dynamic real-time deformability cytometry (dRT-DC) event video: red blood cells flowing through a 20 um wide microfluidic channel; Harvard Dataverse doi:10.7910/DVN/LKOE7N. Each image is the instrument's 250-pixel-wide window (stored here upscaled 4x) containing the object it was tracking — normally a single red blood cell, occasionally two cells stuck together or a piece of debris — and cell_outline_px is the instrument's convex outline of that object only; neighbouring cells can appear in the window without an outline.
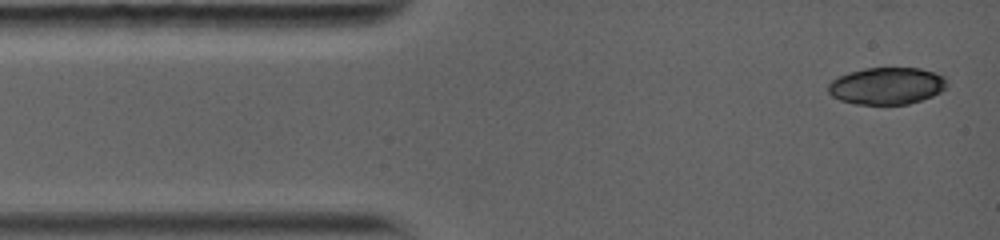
{"species": "common noctule bat (a hibernating species)", "species_latin": "Nyctalus noctula", "temperature_condition": "warm", "stored_images_in_passage": 3, "camera_frame_rate_fps": 5000, "um_per_image_px": 0.085, "animal": {"sex": "female", "body_mass_g": 19.0, "forearm_length_mm": 56.7}, "frame": {"image": 1, "passage_image": 1, "time_ms": 0.0, "image_size_px": [1000, 240], "cell_outline_px": [[948, 84], [940, 92], [932, 96], [908, 104], [856, 104], [840, 100], [832, 96], [828, 92], [828, 84], [832, 80], [848, 72], [864, 68], [920, 68], [944, 76]], "centroid_in_image_um": [75.36, 7.3], "position_along_channel_um": 9.6, "area_um2": 25.55}}